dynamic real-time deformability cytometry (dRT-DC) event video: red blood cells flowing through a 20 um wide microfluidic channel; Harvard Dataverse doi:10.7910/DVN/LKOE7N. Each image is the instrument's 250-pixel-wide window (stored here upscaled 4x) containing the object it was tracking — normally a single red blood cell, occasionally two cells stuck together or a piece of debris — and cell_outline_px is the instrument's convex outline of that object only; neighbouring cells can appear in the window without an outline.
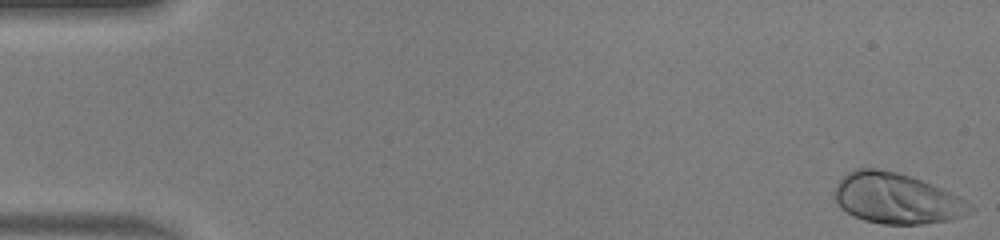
{"species": "human", "species_latin": "Homo sapiens", "temperature_condition": "warm", "stored_images_in_passage": 50, "camera_frame_rate_fps": 3000, "um_per_image_px": 0.085, "donor": {"sex": "male"}, "frame": {"image": 1, "passage_image": 1, "time_ms": 0.0, "image_size_px": [1000, 240], "cell_outline_px": [[976, 208], [972, 212], [948, 220], [924, 224], [880, 224], [864, 220], [852, 216], [840, 208], [832, 196], [836, 184], [848, 172], [856, 168], [872, 168], [896, 172], [944, 188], [960, 196], [972, 204]], "centroid_in_image_um": [76.2, 16.88], "position_along_channel_um": 8.8, "area_um2": 40.29}}
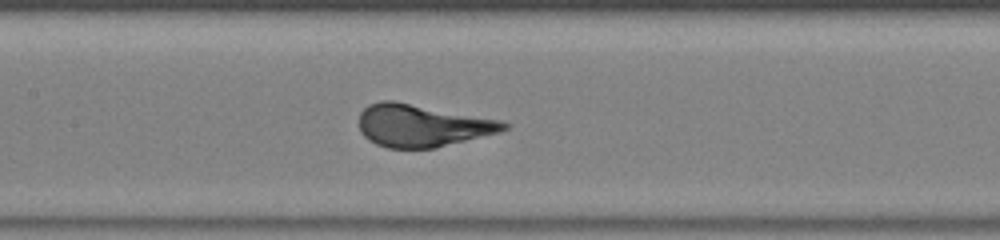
{"frame": {"image": 2, "passage_image": 24, "time_ms": 7.667, "image_size_px": [1000, 240], "cell_outline_px": [[512, 124], [508, 128], [500, 132], [436, 148], [388, 148], [376, 144], [368, 140], [360, 132], [360, 112], [368, 104], [380, 100], [392, 100], [500, 120]], "centroid_in_image_um": [35.87, 10.67], "position_along_channel_um": 171.5, "area_um2": 35.78}}
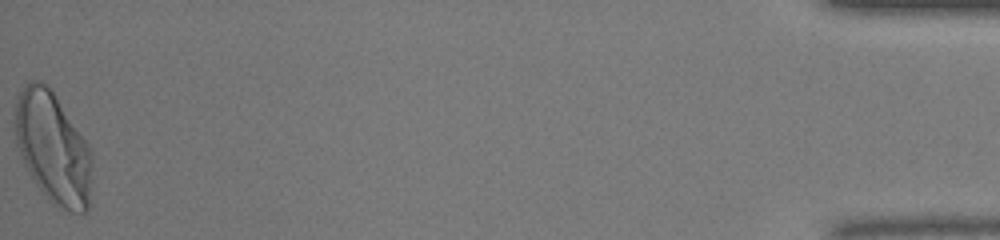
{"frame": {"image": 3, "passage_image": 50, "time_ms": 16.333, "image_size_px": [1000, 240], "cell_outline_px": [[92, 160], [88, 212], [68, 212], [48, 200], [36, 184], [16, 144], [16, 96], [24, 84], [28, 80], [40, 80], [48, 84], [52, 88], [88, 144], [92, 152]], "centroid_in_image_um": [4.52, 12.52], "position_along_channel_um": 430.7, "area_um2": 49.94}, "authors_computed_cell_mechanics": {"area_um2": 36.1539, "velocity_mm_per_s": 4.1355, "shape_relaxation_time_tau1_ms": 2.5317, "shape_relaxation_time_tau2_ms": null, "deformation_change_tau1": 0.1889, "deformation_change_tau2": null}}